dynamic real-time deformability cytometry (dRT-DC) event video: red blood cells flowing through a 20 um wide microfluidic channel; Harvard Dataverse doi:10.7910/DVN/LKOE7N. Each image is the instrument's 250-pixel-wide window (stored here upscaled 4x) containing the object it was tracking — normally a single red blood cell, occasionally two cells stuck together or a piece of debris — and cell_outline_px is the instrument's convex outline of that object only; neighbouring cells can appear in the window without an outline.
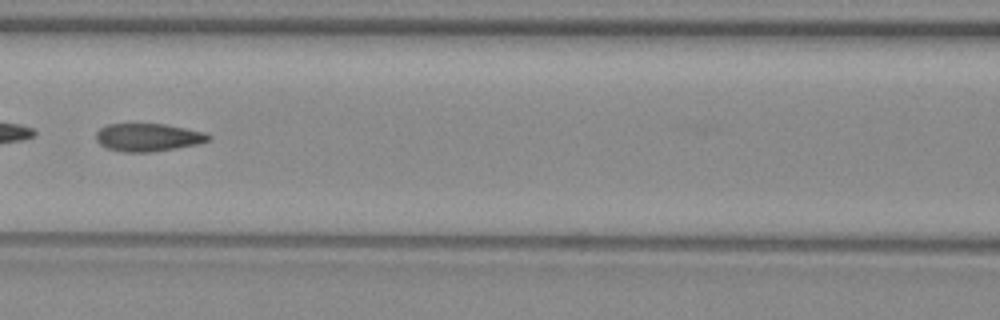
{"species": "common noctule bat (a hibernating species)", "species_latin": "Nyctalus noctula", "temperature_condition": "warm", "stored_images_in_passage": 51, "camera_frame_rate_fps": 3000, "um_per_image_px": 0.085, "animal": {"sex": "female", "body_mass_g": 29.2, "forearm_length_mm": 56.3}, "frame": {"image": 1, "passage_image": 24, "time_ms": 7.667, "image_size_px": [1000, 320], "cell_outline_px": [[212, 140], [200, 144], [152, 152], [124, 152], [104, 148], [96, 140], [96, 132], [100, 128], [108, 124], [164, 124], [204, 132], [212, 136]], "centroid_in_image_um": [12.6, 11.68], "position_along_channel_um": 154.0, "area_um2": 18.44}}
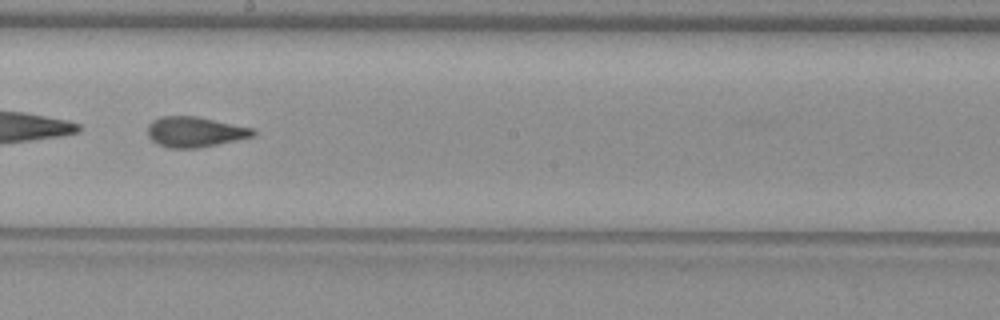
{"frame": {"image": 2, "passage_image": 30, "time_ms": 9.667, "image_size_px": [1000, 320], "cell_outline_px": [[256, 136], [196, 148], [168, 148], [156, 144], [148, 136], [148, 124], [152, 120], [160, 116], [196, 116], [252, 128], [256, 132]], "centroid_in_image_um": [16.53, 11.21], "position_along_channel_um": 231.7, "area_um2": 18.61}}
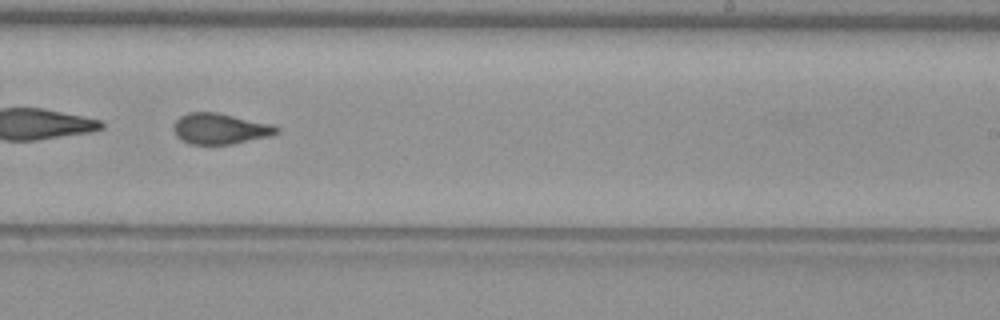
{"frame": {"image": 3, "passage_image": 33, "time_ms": 10.667, "image_size_px": [1000, 320], "cell_outline_px": [[280, 132], [272, 136], [232, 144], [188, 144], [180, 140], [176, 136], [172, 128], [176, 120], [180, 116], [188, 112], [216, 112], [272, 124], [280, 128]], "centroid_in_image_um": [18.71, 10.95], "position_along_channel_um": 270.3, "area_um2": 18.73}, "authors_computed_cell_mechanics": {"area_um2": 18.9584, "velocity_mm_per_s": 3.8928, "shape_relaxation_time_tau1_ms": null, "shape_relaxation_time_tau2_ms": 1.6376, "deformation_change_tau1": null, "deformation_change_tau2": 0.0858}}